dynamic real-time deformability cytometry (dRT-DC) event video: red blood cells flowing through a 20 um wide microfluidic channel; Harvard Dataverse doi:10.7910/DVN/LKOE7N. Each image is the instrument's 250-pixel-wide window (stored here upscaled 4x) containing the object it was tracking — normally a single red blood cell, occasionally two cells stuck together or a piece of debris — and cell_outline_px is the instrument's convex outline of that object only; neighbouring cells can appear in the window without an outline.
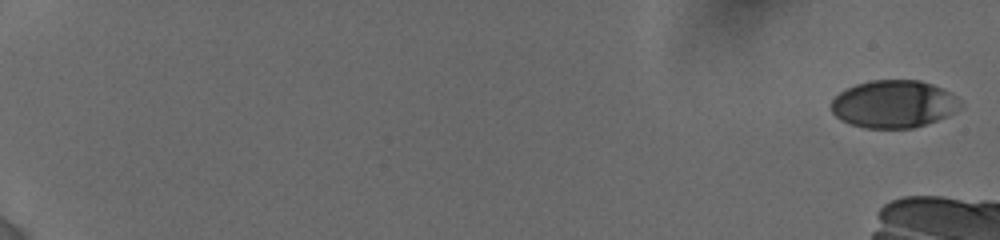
{"species": "human", "species_latin": "Homo sapiens", "temperature_condition": "cold", "stored_images_in_passage": 6, "camera_frame_rate_fps": 3000, "um_per_image_px": 0.085, "donor": {"sex": "female"}, "frame": {"image": 1, "passage_image": 1, "time_ms": 0.0, "image_size_px": [1000, 240], "cell_outline_px": [[964, 104], [960, 108], [936, 120], [912, 128], [864, 128], [848, 124], [840, 120], [832, 112], [832, 100], [840, 92], [856, 84], [872, 80], [920, 80], [932, 84], [956, 96]], "centroid_in_image_um": [75.94, 8.84], "position_along_channel_um": 9.1, "area_um2": 35.6}}